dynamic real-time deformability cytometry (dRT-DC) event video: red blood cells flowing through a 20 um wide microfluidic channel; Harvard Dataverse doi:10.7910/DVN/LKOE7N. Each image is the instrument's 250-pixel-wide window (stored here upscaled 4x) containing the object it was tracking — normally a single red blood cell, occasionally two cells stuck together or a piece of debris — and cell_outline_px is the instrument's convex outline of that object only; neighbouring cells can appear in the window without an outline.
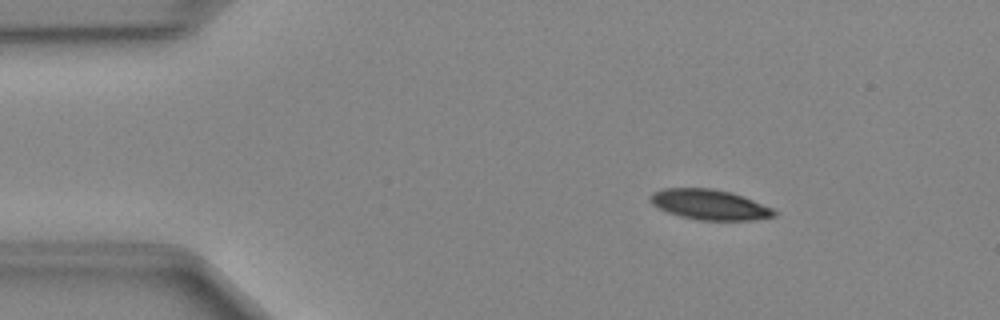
{"species": "Egyptian fruit bat (a non-hibernating species)", "species_latin": "Rousettus aegyptiacus", "temperature_condition": "cold", "stored_images_in_passage": 47, "camera_frame_rate_fps": 3000, "um_per_image_px": 0.085, "animal": {"sex": "female"}, "frame": {"image": 1, "passage_image": 6, "time_ms": 1.667, "image_size_px": [1000, 320], "cell_outline_px": [[776, 216], [752, 220], [700, 220], [680, 216], [668, 212], [652, 204], [652, 192], [664, 188], [712, 188], [732, 192], [772, 208], [776, 212]], "centroid_in_image_um": [60.33, 17.39], "position_along_channel_um": 24.7, "area_um2": 21.56}}
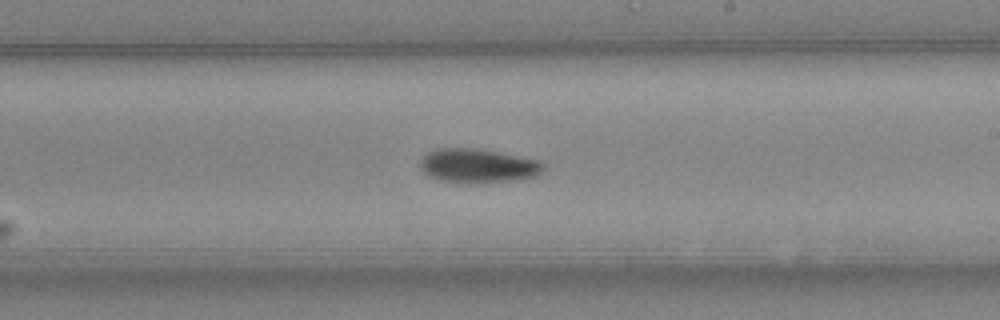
{"frame": {"image": 2, "passage_image": 27, "time_ms": 8.667, "image_size_px": [1000, 320], "cell_outline_px": [[544, 168], [536, 176], [520, 180], [440, 180], [428, 176], [420, 168], [420, 160], [428, 152], [436, 148], [476, 148], [540, 160], [544, 164]], "centroid_in_image_um": [40.63, 14.04], "position_along_channel_um": 248.4, "area_um2": 23.58}}
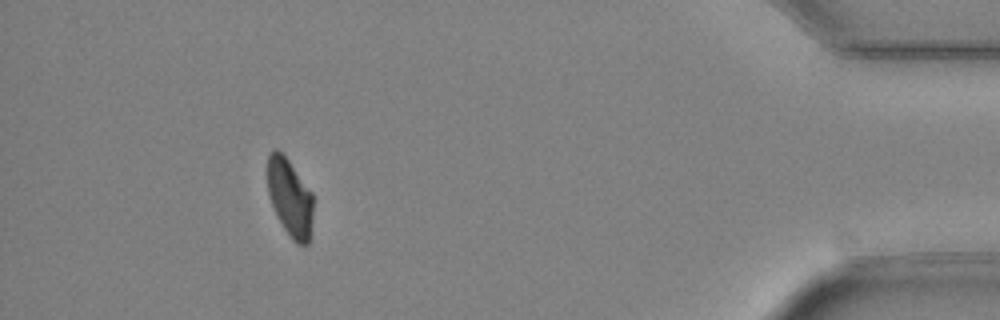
{"frame": {"image": 3, "passage_image": 43, "time_ms": 14.0, "image_size_px": [1000, 320], "cell_outline_px": [[312, 216], [308, 244], [296, 244], [292, 240], [284, 228], [272, 204], [268, 192], [268, 156], [272, 148], [276, 148], [288, 160], [312, 192]], "centroid_in_image_um": [24.64, 16.78], "position_along_channel_um": 410.6, "area_um2": 20.23}}